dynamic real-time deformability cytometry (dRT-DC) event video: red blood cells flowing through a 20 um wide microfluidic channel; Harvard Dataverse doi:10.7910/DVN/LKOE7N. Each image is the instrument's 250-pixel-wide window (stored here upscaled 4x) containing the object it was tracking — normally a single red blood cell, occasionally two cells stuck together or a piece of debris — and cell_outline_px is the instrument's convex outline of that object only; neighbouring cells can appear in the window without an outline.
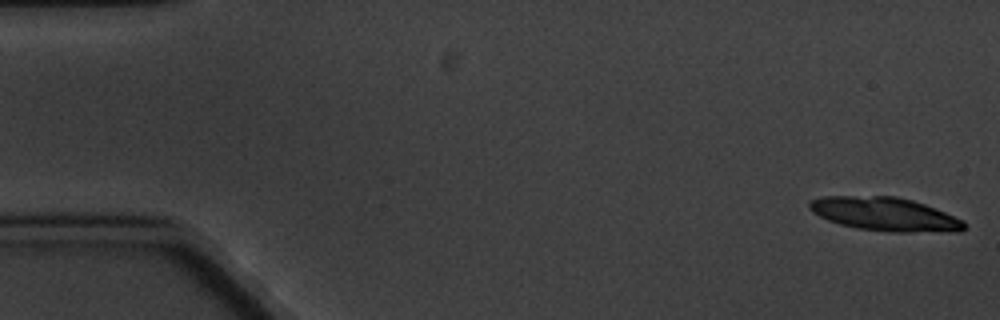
{"species": "common noctule bat (a hibernating species)", "species_latin": "Nyctalus noctula", "temperature_condition": "cold", "stored_images_in_passage": 6, "camera_frame_rate_fps": 3000, "um_per_image_px": 0.085, "animal": {"sex": "male", "body_mass_g": 20.1, "forearm_length_mm": 53.5}, "frame": {"image": 1, "passage_image": 1, "time_ms": 0.0, "image_size_px": [1000, 320], "cell_outline_px": [[964, 228], [960, 232], [892, 232], [856, 228], [840, 224], [828, 220], [812, 212], [808, 208], [808, 204], [812, 200], [820, 196], [896, 196], [912, 200], [924, 204], [964, 220]], "centroid_in_image_um": [75.21, 18.21], "position_along_channel_um": 9.8, "area_um2": 30.29}}